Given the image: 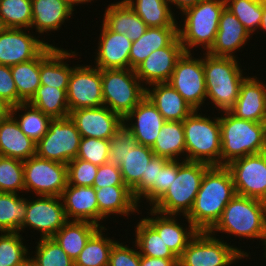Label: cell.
<instances>
[{"label":"cell","mask_w":266,"mask_h":266,"mask_svg":"<svg viewBox=\"0 0 266 266\" xmlns=\"http://www.w3.org/2000/svg\"><path fill=\"white\" fill-rule=\"evenodd\" d=\"M235 195L230 170L226 166H211L202 178L191 210L183 217L187 218L198 231H210Z\"/></svg>","instance_id":"1"},{"label":"cell","mask_w":266,"mask_h":266,"mask_svg":"<svg viewBox=\"0 0 266 266\" xmlns=\"http://www.w3.org/2000/svg\"><path fill=\"white\" fill-rule=\"evenodd\" d=\"M238 62V58L203 53L206 99L217 111H229L239 96L241 83L248 74Z\"/></svg>","instance_id":"2"},{"label":"cell","mask_w":266,"mask_h":266,"mask_svg":"<svg viewBox=\"0 0 266 266\" xmlns=\"http://www.w3.org/2000/svg\"><path fill=\"white\" fill-rule=\"evenodd\" d=\"M210 167L203 162L173 160V182L149 208L164 215L186 216L193 206L202 178Z\"/></svg>","instance_id":"3"},{"label":"cell","mask_w":266,"mask_h":266,"mask_svg":"<svg viewBox=\"0 0 266 266\" xmlns=\"http://www.w3.org/2000/svg\"><path fill=\"white\" fill-rule=\"evenodd\" d=\"M213 236L218 232L248 240L266 237V205L259 199L235 195L223 210L216 225L209 231Z\"/></svg>","instance_id":"4"},{"label":"cell","mask_w":266,"mask_h":266,"mask_svg":"<svg viewBox=\"0 0 266 266\" xmlns=\"http://www.w3.org/2000/svg\"><path fill=\"white\" fill-rule=\"evenodd\" d=\"M221 128L220 166L266 151V123L239 119L229 111L219 112Z\"/></svg>","instance_id":"5"},{"label":"cell","mask_w":266,"mask_h":266,"mask_svg":"<svg viewBox=\"0 0 266 266\" xmlns=\"http://www.w3.org/2000/svg\"><path fill=\"white\" fill-rule=\"evenodd\" d=\"M225 7V0H201L182 12L184 21L179 22L184 24H178V36L185 52L199 47L207 52L211 48Z\"/></svg>","instance_id":"6"},{"label":"cell","mask_w":266,"mask_h":266,"mask_svg":"<svg viewBox=\"0 0 266 266\" xmlns=\"http://www.w3.org/2000/svg\"><path fill=\"white\" fill-rule=\"evenodd\" d=\"M194 110L183 120L185 160L220 166L221 128L218 117ZM208 116V117H207ZM213 119V120H212Z\"/></svg>","instance_id":"7"},{"label":"cell","mask_w":266,"mask_h":266,"mask_svg":"<svg viewBox=\"0 0 266 266\" xmlns=\"http://www.w3.org/2000/svg\"><path fill=\"white\" fill-rule=\"evenodd\" d=\"M104 106L124 119L146 96L134 69L102 70Z\"/></svg>","instance_id":"8"},{"label":"cell","mask_w":266,"mask_h":266,"mask_svg":"<svg viewBox=\"0 0 266 266\" xmlns=\"http://www.w3.org/2000/svg\"><path fill=\"white\" fill-rule=\"evenodd\" d=\"M249 255L250 252L214 237L209 231H198L180 258L188 266H232L244 258L253 259Z\"/></svg>","instance_id":"9"},{"label":"cell","mask_w":266,"mask_h":266,"mask_svg":"<svg viewBox=\"0 0 266 266\" xmlns=\"http://www.w3.org/2000/svg\"><path fill=\"white\" fill-rule=\"evenodd\" d=\"M81 134L70 117L52 119L47 132L36 143L40 158L68 164L78 154Z\"/></svg>","instance_id":"10"},{"label":"cell","mask_w":266,"mask_h":266,"mask_svg":"<svg viewBox=\"0 0 266 266\" xmlns=\"http://www.w3.org/2000/svg\"><path fill=\"white\" fill-rule=\"evenodd\" d=\"M25 194L61 197L67 186V164L40 158L37 155L23 161Z\"/></svg>","instance_id":"11"},{"label":"cell","mask_w":266,"mask_h":266,"mask_svg":"<svg viewBox=\"0 0 266 266\" xmlns=\"http://www.w3.org/2000/svg\"><path fill=\"white\" fill-rule=\"evenodd\" d=\"M184 52L177 60L175 69L168 81L194 110L205 105L206 86L203 56L193 57L196 53Z\"/></svg>","instance_id":"12"},{"label":"cell","mask_w":266,"mask_h":266,"mask_svg":"<svg viewBox=\"0 0 266 266\" xmlns=\"http://www.w3.org/2000/svg\"><path fill=\"white\" fill-rule=\"evenodd\" d=\"M66 93L69 111L103 106L102 70L93 64H77L72 69Z\"/></svg>","instance_id":"13"},{"label":"cell","mask_w":266,"mask_h":266,"mask_svg":"<svg viewBox=\"0 0 266 266\" xmlns=\"http://www.w3.org/2000/svg\"><path fill=\"white\" fill-rule=\"evenodd\" d=\"M37 197V198H36ZM34 196L27 198L26 218L21 226L40 232V238H52L68 221L62 198L59 196ZM36 198V199H34ZM32 199V200H31Z\"/></svg>","instance_id":"14"},{"label":"cell","mask_w":266,"mask_h":266,"mask_svg":"<svg viewBox=\"0 0 266 266\" xmlns=\"http://www.w3.org/2000/svg\"><path fill=\"white\" fill-rule=\"evenodd\" d=\"M226 167L237 195L259 200L266 196V151L235 159Z\"/></svg>","instance_id":"15"},{"label":"cell","mask_w":266,"mask_h":266,"mask_svg":"<svg viewBox=\"0 0 266 266\" xmlns=\"http://www.w3.org/2000/svg\"><path fill=\"white\" fill-rule=\"evenodd\" d=\"M31 29L4 28L0 32V64L13 66L36 58L49 43ZM27 31V32H26Z\"/></svg>","instance_id":"16"},{"label":"cell","mask_w":266,"mask_h":266,"mask_svg":"<svg viewBox=\"0 0 266 266\" xmlns=\"http://www.w3.org/2000/svg\"><path fill=\"white\" fill-rule=\"evenodd\" d=\"M184 52L179 36H177L167 47L152 51L134 69L136 76L145 87L155 83L168 82L177 60Z\"/></svg>","instance_id":"17"},{"label":"cell","mask_w":266,"mask_h":266,"mask_svg":"<svg viewBox=\"0 0 266 266\" xmlns=\"http://www.w3.org/2000/svg\"><path fill=\"white\" fill-rule=\"evenodd\" d=\"M81 137L110 139L123 124V119L106 106L81 108L69 112Z\"/></svg>","instance_id":"18"},{"label":"cell","mask_w":266,"mask_h":266,"mask_svg":"<svg viewBox=\"0 0 266 266\" xmlns=\"http://www.w3.org/2000/svg\"><path fill=\"white\" fill-rule=\"evenodd\" d=\"M101 25L94 65L100 70L130 69L132 41L125 34L116 33L103 23Z\"/></svg>","instance_id":"19"},{"label":"cell","mask_w":266,"mask_h":266,"mask_svg":"<svg viewBox=\"0 0 266 266\" xmlns=\"http://www.w3.org/2000/svg\"><path fill=\"white\" fill-rule=\"evenodd\" d=\"M149 211L147 212L148 215L153 217L147 216L143 217V219L162 237L173 254L180 258L189 241L197 234L198 230L187 218L185 219L188 225L186 224L184 227L185 224L179 223L182 221H178L177 215H164L151 208Z\"/></svg>","instance_id":"20"},{"label":"cell","mask_w":266,"mask_h":266,"mask_svg":"<svg viewBox=\"0 0 266 266\" xmlns=\"http://www.w3.org/2000/svg\"><path fill=\"white\" fill-rule=\"evenodd\" d=\"M165 122L156 106L146 96L123 119V124L133 132L136 143L150 148Z\"/></svg>","instance_id":"21"},{"label":"cell","mask_w":266,"mask_h":266,"mask_svg":"<svg viewBox=\"0 0 266 266\" xmlns=\"http://www.w3.org/2000/svg\"><path fill=\"white\" fill-rule=\"evenodd\" d=\"M258 77L247 76L241 83L239 96L229 112L239 119L266 123V84Z\"/></svg>","instance_id":"22"},{"label":"cell","mask_w":266,"mask_h":266,"mask_svg":"<svg viewBox=\"0 0 266 266\" xmlns=\"http://www.w3.org/2000/svg\"><path fill=\"white\" fill-rule=\"evenodd\" d=\"M250 38L252 36L243 24L225 7L220 16L215 41L207 53L212 56L238 58V55H235L236 51H240L250 42Z\"/></svg>","instance_id":"23"},{"label":"cell","mask_w":266,"mask_h":266,"mask_svg":"<svg viewBox=\"0 0 266 266\" xmlns=\"http://www.w3.org/2000/svg\"><path fill=\"white\" fill-rule=\"evenodd\" d=\"M78 52L49 44L40 53V84L59 89H68L72 69L68 60L75 59ZM68 59V60H67Z\"/></svg>","instance_id":"24"},{"label":"cell","mask_w":266,"mask_h":266,"mask_svg":"<svg viewBox=\"0 0 266 266\" xmlns=\"http://www.w3.org/2000/svg\"><path fill=\"white\" fill-rule=\"evenodd\" d=\"M61 198L68 221H87L99 226V207L93 186L67 183Z\"/></svg>","instance_id":"25"},{"label":"cell","mask_w":266,"mask_h":266,"mask_svg":"<svg viewBox=\"0 0 266 266\" xmlns=\"http://www.w3.org/2000/svg\"><path fill=\"white\" fill-rule=\"evenodd\" d=\"M95 190L99 207V227H104L102 223L110 215L129 217L131 214L135 215L134 213H142L132 191L126 185L106 186Z\"/></svg>","instance_id":"26"},{"label":"cell","mask_w":266,"mask_h":266,"mask_svg":"<svg viewBox=\"0 0 266 266\" xmlns=\"http://www.w3.org/2000/svg\"><path fill=\"white\" fill-rule=\"evenodd\" d=\"M146 97L166 121H183L194 111L169 82L149 85L146 87Z\"/></svg>","instance_id":"27"},{"label":"cell","mask_w":266,"mask_h":266,"mask_svg":"<svg viewBox=\"0 0 266 266\" xmlns=\"http://www.w3.org/2000/svg\"><path fill=\"white\" fill-rule=\"evenodd\" d=\"M32 23L31 30L35 28L36 34L58 31L74 15L75 11L62 0H31Z\"/></svg>","instance_id":"28"},{"label":"cell","mask_w":266,"mask_h":266,"mask_svg":"<svg viewBox=\"0 0 266 266\" xmlns=\"http://www.w3.org/2000/svg\"><path fill=\"white\" fill-rule=\"evenodd\" d=\"M36 155V142L26 136L9 113L0 121V156L22 161Z\"/></svg>","instance_id":"29"},{"label":"cell","mask_w":266,"mask_h":266,"mask_svg":"<svg viewBox=\"0 0 266 266\" xmlns=\"http://www.w3.org/2000/svg\"><path fill=\"white\" fill-rule=\"evenodd\" d=\"M103 16L101 23L116 33L125 34L132 42L148 28L125 0L108 4Z\"/></svg>","instance_id":"30"},{"label":"cell","mask_w":266,"mask_h":266,"mask_svg":"<svg viewBox=\"0 0 266 266\" xmlns=\"http://www.w3.org/2000/svg\"><path fill=\"white\" fill-rule=\"evenodd\" d=\"M178 36V27H148L145 33L132 42L130 69H135L152 51L167 47Z\"/></svg>","instance_id":"31"},{"label":"cell","mask_w":266,"mask_h":266,"mask_svg":"<svg viewBox=\"0 0 266 266\" xmlns=\"http://www.w3.org/2000/svg\"><path fill=\"white\" fill-rule=\"evenodd\" d=\"M99 228L94 223L87 221H67L52 238L75 261L89 238Z\"/></svg>","instance_id":"32"},{"label":"cell","mask_w":266,"mask_h":266,"mask_svg":"<svg viewBox=\"0 0 266 266\" xmlns=\"http://www.w3.org/2000/svg\"><path fill=\"white\" fill-rule=\"evenodd\" d=\"M151 149L155 156L168 160H185L183 121H166Z\"/></svg>","instance_id":"33"},{"label":"cell","mask_w":266,"mask_h":266,"mask_svg":"<svg viewBox=\"0 0 266 266\" xmlns=\"http://www.w3.org/2000/svg\"><path fill=\"white\" fill-rule=\"evenodd\" d=\"M125 1L147 27H178V21L172 11L174 8L166 0Z\"/></svg>","instance_id":"34"},{"label":"cell","mask_w":266,"mask_h":266,"mask_svg":"<svg viewBox=\"0 0 266 266\" xmlns=\"http://www.w3.org/2000/svg\"><path fill=\"white\" fill-rule=\"evenodd\" d=\"M155 156L150 147L135 144L127 150L119 165L125 185L132 191L146 177L147 164Z\"/></svg>","instance_id":"35"},{"label":"cell","mask_w":266,"mask_h":266,"mask_svg":"<svg viewBox=\"0 0 266 266\" xmlns=\"http://www.w3.org/2000/svg\"><path fill=\"white\" fill-rule=\"evenodd\" d=\"M107 228L100 227L88 240L83 250L80 252L74 266H108L110 252L117 242L105 234Z\"/></svg>","instance_id":"36"},{"label":"cell","mask_w":266,"mask_h":266,"mask_svg":"<svg viewBox=\"0 0 266 266\" xmlns=\"http://www.w3.org/2000/svg\"><path fill=\"white\" fill-rule=\"evenodd\" d=\"M66 92L67 89L40 85L28 103L51 119L66 118L70 112Z\"/></svg>","instance_id":"37"},{"label":"cell","mask_w":266,"mask_h":266,"mask_svg":"<svg viewBox=\"0 0 266 266\" xmlns=\"http://www.w3.org/2000/svg\"><path fill=\"white\" fill-rule=\"evenodd\" d=\"M18 93V105L28 103L40 84V54L27 62L10 67Z\"/></svg>","instance_id":"38"},{"label":"cell","mask_w":266,"mask_h":266,"mask_svg":"<svg viewBox=\"0 0 266 266\" xmlns=\"http://www.w3.org/2000/svg\"><path fill=\"white\" fill-rule=\"evenodd\" d=\"M10 114L16 119L23 133L36 143L47 132L49 122L52 120L29 103H21L10 107Z\"/></svg>","instance_id":"39"},{"label":"cell","mask_w":266,"mask_h":266,"mask_svg":"<svg viewBox=\"0 0 266 266\" xmlns=\"http://www.w3.org/2000/svg\"><path fill=\"white\" fill-rule=\"evenodd\" d=\"M139 219L134 226L135 238H133L136 239L133 242L139 250V254L154 258L177 259L162 237L143 218Z\"/></svg>","instance_id":"40"},{"label":"cell","mask_w":266,"mask_h":266,"mask_svg":"<svg viewBox=\"0 0 266 266\" xmlns=\"http://www.w3.org/2000/svg\"><path fill=\"white\" fill-rule=\"evenodd\" d=\"M0 192V232H20L26 218L27 198Z\"/></svg>","instance_id":"41"},{"label":"cell","mask_w":266,"mask_h":266,"mask_svg":"<svg viewBox=\"0 0 266 266\" xmlns=\"http://www.w3.org/2000/svg\"><path fill=\"white\" fill-rule=\"evenodd\" d=\"M23 237L20 232H0V266H21L28 261L30 250Z\"/></svg>","instance_id":"42"},{"label":"cell","mask_w":266,"mask_h":266,"mask_svg":"<svg viewBox=\"0 0 266 266\" xmlns=\"http://www.w3.org/2000/svg\"><path fill=\"white\" fill-rule=\"evenodd\" d=\"M0 20L4 28L31 29V0H0Z\"/></svg>","instance_id":"43"},{"label":"cell","mask_w":266,"mask_h":266,"mask_svg":"<svg viewBox=\"0 0 266 266\" xmlns=\"http://www.w3.org/2000/svg\"><path fill=\"white\" fill-rule=\"evenodd\" d=\"M228 8L253 36L263 16V0H225Z\"/></svg>","instance_id":"44"},{"label":"cell","mask_w":266,"mask_h":266,"mask_svg":"<svg viewBox=\"0 0 266 266\" xmlns=\"http://www.w3.org/2000/svg\"><path fill=\"white\" fill-rule=\"evenodd\" d=\"M35 244V255L30 252V259L37 266H74V261L53 238H39Z\"/></svg>","instance_id":"45"},{"label":"cell","mask_w":266,"mask_h":266,"mask_svg":"<svg viewBox=\"0 0 266 266\" xmlns=\"http://www.w3.org/2000/svg\"><path fill=\"white\" fill-rule=\"evenodd\" d=\"M24 191L23 161L0 156V192L24 195Z\"/></svg>","instance_id":"46"},{"label":"cell","mask_w":266,"mask_h":266,"mask_svg":"<svg viewBox=\"0 0 266 266\" xmlns=\"http://www.w3.org/2000/svg\"><path fill=\"white\" fill-rule=\"evenodd\" d=\"M76 158L100 166L109 162V140L81 137Z\"/></svg>","instance_id":"47"},{"label":"cell","mask_w":266,"mask_h":266,"mask_svg":"<svg viewBox=\"0 0 266 266\" xmlns=\"http://www.w3.org/2000/svg\"><path fill=\"white\" fill-rule=\"evenodd\" d=\"M135 144L133 132L122 124L109 139V162L119 166L126 151L131 150Z\"/></svg>","instance_id":"48"},{"label":"cell","mask_w":266,"mask_h":266,"mask_svg":"<svg viewBox=\"0 0 266 266\" xmlns=\"http://www.w3.org/2000/svg\"><path fill=\"white\" fill-rule=\"evenodd\" d=\"M98 166L75 158L67 164L68 184L72 186H93Z\"/></svg>","instance_id":"49"},{"label":"cell","mask_w":266,"mask_h":266,"mask_svg":"<svg viewBox=\"0 0 266 266\" xmlns=\"http://www.w3.org/2000/svg\"><path fill=\"white\" fill-rule=\"evenodd\" d=\"M173 182V160H169L161 170H158L155 184L137 201L139 207L146 200L150 207L166 192Z\"/></svg>","instance_id":"50"},{"label":"cell","mask_w":266,"mask_h":266,"mask_svg":"<svg viewBox=\"0 0 266 266\" xmlns=\"http://www.w3.org/2000/svg\"><path fill=\"white\" fill-rule=\"evenodd\" d=\"M135 247H129L117 241L110 252L109 265L108 266H140V254L133 241H131Z\"/></svg>","instance_id":"51"},{"label":"cell","mask_w":266,"mask_h":266,"mask_svg":"<svg viewBox=\"0 0 266 266\" xmlns=\"http://www.w3.org/2000/svg\"><path fill=\"white\" fill-rule=\"evenodd\" d=\"M168 161L165 157L154 156L147 164L146 177H142L140 183L132 190L137 201L155 184L158 170H161Z\"/></svg>","instance_id":"52"},{"label":"cell","mask_w":266,"mask_h":266,"mask_svg":"<svg viewBox=\"0 0 266 266\" xmlns=\"http://www.w3.org/2000/svg\"><path fill=\"white\" fill-rule=\"evenodd\" d=\"M115 185H125L120 167L110 162L98 166L93 187L97 189Z\"/></svg>","instance_id":"53"},{"label":"cell","mask_w":266,"mask_h":266,"mask_svg":"<svg viewBox=\"0 0 266 266\" xmlns=\"http://www.w3.org/2000/svg\"><path fill=\"white\" fill-rule=\"evenodd\" d=\"M0 99L10 107L18 105V93L9 66L0 64Z\"/></svg>","instance_id":"54"},{"label":"cell","mask_w":266,"mask_h":266,"mask_svg":"<svg viewBox=\"0 0 266 266\" xmlns=\"http://www.w3.org/2000/svg\"><path fill=\"white\" fill-rule=\"evenodd\" d=\"M175 260L140 255V266H172Z\"/></svg>","instance_id":"55"},{"label":"cell","mask_w":266,"mask_h":266,"mask_svg":"<svg viewBox=\"0 0 266 266\" xmlns=\"http://www.w3.org/2000/svg\"><path fill=\"white\" fill-rule=\"evenodd\" d=\"M169 5L176 6L177 9H179L181 14L185 9L195 6L197 3H199L201 0H166Z\"/></svg>","instance_id":"56"},{"label":"cell","mask_w":266,"mask_h":266,"mask_svg":"<svg viewBox=\"0 0 266 266\" xmlns=\"http://www.w3.org/2000/svg\"><path fill=\"white\" fill-rule=\"evenodd\" d=\"M10 113V106L0 99V121Z\"/></svg>","instance_id":"57"},{"label":"cell","mask_w":266,"mask_h":266,"mask_svg":"<svg viewBox=\"0 0 266 266\" xmlns=\"http://www.w3.org/2000/svg\"><path fill=\"white\" fill-rule=\"evenodd\" d=\"M66 2L70 7H72L74 10H76V6L81 5V4H86V3H92L94 0H62Z\"/></svg>","instance_id":"58"},{"label":"cell","mask_w":266,"mask_h":266,"mask_svg":"<svg viewBox=\"0 0 266 266\" xmlns=\"http://www.w3.org/2000/svg\"><path fill=\"white\" fill-rule=\"evenodd\" d=\"M259 30H260V32H263V34L264 33L266 34V4H264V3H263V16H262L260 27H259L257 33H259Z\"/></svg>","instance_id":"59"},{"label":"cell","mask_w":266,"mask_h":266,"mask_svg":"<svg viewBox=\"0 0 266 266\" xmlns=\"http://www.w3.org/2000/svg\"><path fill=\"white\" fill-rule=\"evenodd\" d=\"M172 266H188L181 258H177Z\"/></svg>","instance_id":"60"},{"label":"cell","mask_w":266,"mask_h":266,"mask_svg":"<svg viewBox=\"0 0 266 266\" xmlns=\"http://www.w3.org/2000/svg\"><path fill=\"white\" fill-rule=\"evenodd\" d=\"M261 246H263V249L265 250L263 253V256L265 255L264 257H265V262H266V237L264 238Z\"/></svg>","instance_id":"61"},{"label":"cell","mask_w":266,"mask_h":266,"mask_svg":"<svg viewBox=\"0 0 266 266\" xmlns=\"http://www.w3.org/2000/svg\"><path fill=\"white\" fill-rule=\"evenodd\" d=\"M29 266H37V265L29 258Z\"/></svg>","instance_id":"62"},{"label":"cell","mask_w":266,"mask_h":266,"mask_svg":"<svg viewBox=\"0 0 266 266\" xmlns=\"http://www.w3.org/2000/svg\"><path fill=\"white\" fill-rule=\"evenodd\" d=\"M4 29V26L2 25V22L0 20V32Z\"/></svg>","instance_id":"63"},{"label":"cell","mask_w":266,"mask_h":266,"mask_svg":"<svg viewBox=\"0 0 266 266\" xmlns=\"http://www.w3.org/2000/svg\"><path fill=\"white\" fill-rule=\"evenodd\" d=\"M21 266H29V259H28V261H27L26 263H24V264L21 265Z\"/></svg>","instance_id":"64"},{"label":"cell","mask_w":266,"mask_h":266,"mask_svg":"<svg viewBox=\"0 0 266 266\" xmlns=\"http://www.w3.org/2000/svg\"><path fill=\"white\" fill-rule=\"evenodd\" d=\"M261 201L266 205V196Z\"/></svg>","instance_id":"65"}]
</instances>
